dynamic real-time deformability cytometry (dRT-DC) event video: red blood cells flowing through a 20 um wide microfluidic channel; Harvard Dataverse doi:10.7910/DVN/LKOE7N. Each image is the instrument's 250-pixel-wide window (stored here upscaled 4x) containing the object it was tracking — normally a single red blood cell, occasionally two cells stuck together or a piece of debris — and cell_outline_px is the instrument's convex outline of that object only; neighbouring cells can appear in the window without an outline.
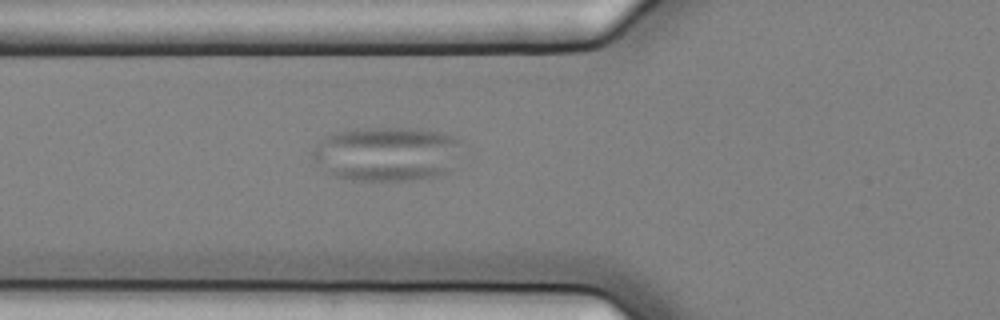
{"species": "common noctule bat (a hibernating species)", "species_latin": "Nyctalus noctula", "temperature_condition": "cold", "stored_images_in_passage": 2, "camera_frame_rate_fps": 3000, "um_per_image_px": 0.085, "animal": {"sex": "female", "body_mass_g": 25.1}, "frame": {"image": 1, "passage_image": 2, "time_ms": 0.333, "image_size_px": [1000, 320], "cell_outline_px": [[460, 140], [444, 172], [436, 176], [408, 180], [352, 180], [336, 176], [324, 172], [312, 160], [312, 152], [328, 136], [340, 132], [356, 128], [420, 128], [440, 132], [452, 136]], "centroid_in_image_um": [32.76, 13.07], "position_along_channel_um": 93.0, "area_um2": 46.12}}